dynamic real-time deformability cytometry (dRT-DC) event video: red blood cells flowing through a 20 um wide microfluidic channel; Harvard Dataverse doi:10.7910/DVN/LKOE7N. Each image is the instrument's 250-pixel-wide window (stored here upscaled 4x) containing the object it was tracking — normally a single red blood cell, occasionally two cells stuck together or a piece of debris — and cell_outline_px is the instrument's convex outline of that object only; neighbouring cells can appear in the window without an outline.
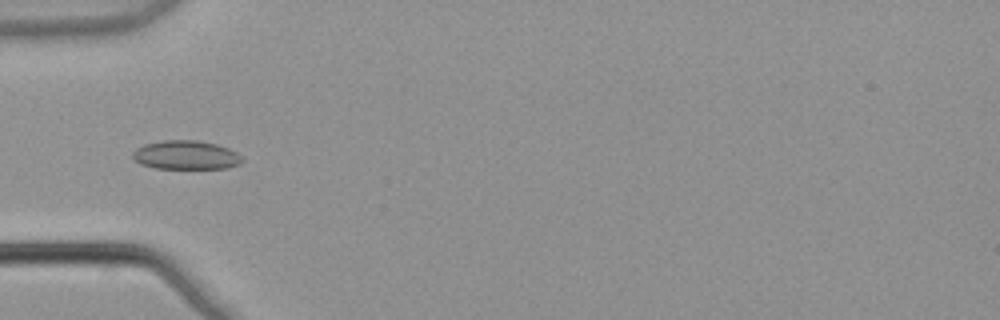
{"species": "common noctule bat (a hibernating species)", "species_latin": "Nyctalus noctula", "temperature_condition": "warm", "stored_images_in_passage": 5, "camera_frame_rate_fps": 3000, "um_per_image_px": 0.085, "animal": {"sex": "male", "body_mass_g": 21.5, "forearm_length_mm": 52.0}, "frame": {"image": 1, "passage_image": 5, "time_ms": 1.333, "image_size_px": [1000, 320], "cell_outline_px": [[244, 160], [240, 164], [228, 168], [156, 168], [140, 164], [132, 160], [132, 152], [136, 148], [144, 144], [164, 140], [196, 140], [216, 144], [228, 148], [236, 152]], "centroid_in_image_um": [15.77, 13.18], "position_along_channel_um": 69.2, "area_um2": 18.5}}